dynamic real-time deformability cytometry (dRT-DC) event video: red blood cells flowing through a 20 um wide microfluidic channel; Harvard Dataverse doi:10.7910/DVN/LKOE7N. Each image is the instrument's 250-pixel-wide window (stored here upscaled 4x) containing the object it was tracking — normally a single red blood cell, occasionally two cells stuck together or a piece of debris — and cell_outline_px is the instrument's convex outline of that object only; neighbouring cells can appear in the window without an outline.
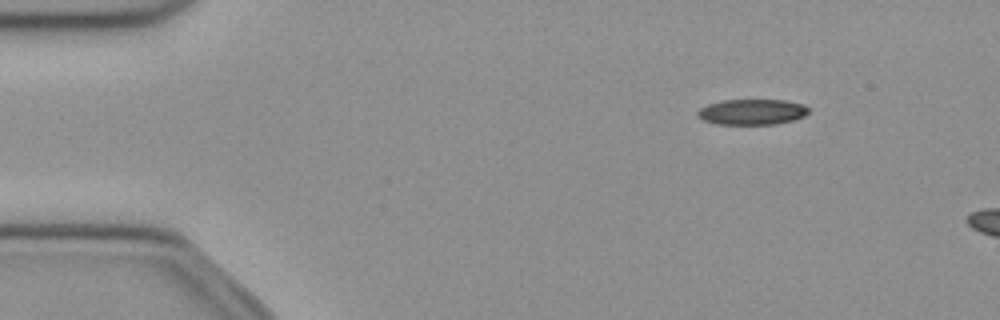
{"species": "common noctule bat (a hibernating species)", "species_latin": "Nyctalus noctula", "temperature_condition": "cold", "stored_images_in_passage": 12, "camera_frame_rate_fps": 3000, "um_per_image_px": 0.085, "animal": {"sex": "female", "body_mass_g": 21.9}, "frame": {"image": 1, "passage_image": 7, "time_ms": 2.0, "image_size_px": [1000, 320], "cell_outline_px": [[808, 112], [804, 116], [792, 120], [776, 124], [716, 124], [704, 120], [696, 116], [696, 112], [700, 108], [708, 104], [724, 100], [784, 100], [804, 104], [808, 108]], "centroid_in_image_um": [63.9, 9.51], "position_along_channel_um": 21.1, "area_um2": 16.53}}